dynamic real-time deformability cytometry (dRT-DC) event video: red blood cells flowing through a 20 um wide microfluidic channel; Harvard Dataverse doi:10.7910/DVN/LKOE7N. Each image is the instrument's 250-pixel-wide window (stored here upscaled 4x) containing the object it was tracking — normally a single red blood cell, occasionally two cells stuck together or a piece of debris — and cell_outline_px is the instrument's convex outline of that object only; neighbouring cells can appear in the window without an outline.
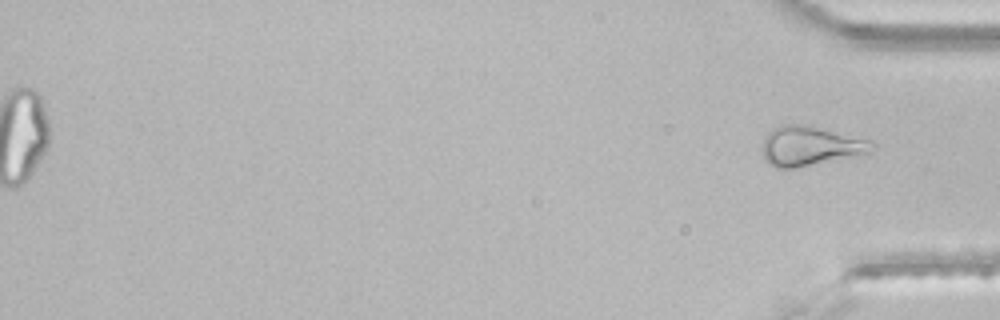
{"species": "common noctule bat (a hibernating species)", "species_latin": "Nyctalus noctula", "temperature_condition": "room temperature", "stored_images_in_passage": 44, "segment_of_instrument_passage": [2, 2], "camera_frame_rate_fps": 3000, "um_per_image_px": 0.085, "animal": {"sex": "male", "body_mass_g": 21.5, "forearm_length_mm": 52.0}, "frame": {"image": 1, "passage_image": 44, "time_ms": 14.333, "image_size_px": [1000, 320], "cell_outline_px": [[876, 144], [868, 152], [796, 168], [776, 168], [768, 164], [764, 160], [760, 148], [764, 136], [772, 128], [780, 124], [812, 124], [872, 140]], "centroid_in_image_um": [68.79, 12.37], "position_along_channel_um": 366.4, "area_um2": 25.78}}